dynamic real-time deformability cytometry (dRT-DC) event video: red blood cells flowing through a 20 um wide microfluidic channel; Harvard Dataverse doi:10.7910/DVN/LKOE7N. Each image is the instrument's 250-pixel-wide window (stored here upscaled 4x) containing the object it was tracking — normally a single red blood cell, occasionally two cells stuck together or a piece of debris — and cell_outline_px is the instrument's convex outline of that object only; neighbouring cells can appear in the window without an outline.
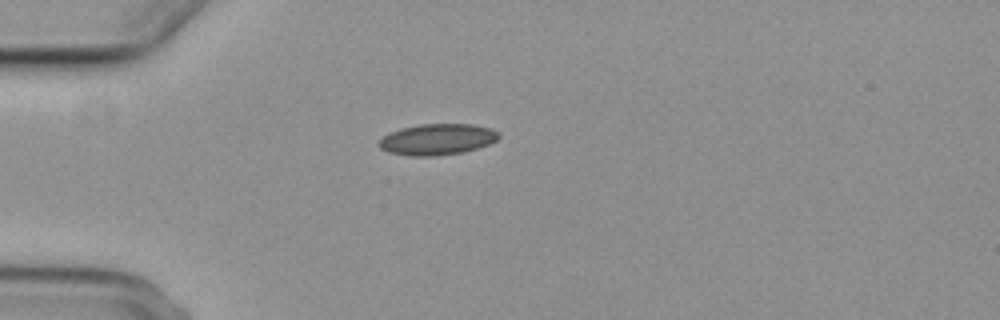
{"species": "common noctule bat (a hibernating species)", "species_latin": "Nyctalus noctula", "temperature_condition": "cold", "stored_images_in_passage": 3, "camera_frame_rate_fps": 3000, "um_per_image_px": 0.085, "animal": {"sex": "female", "body_mass_g": 29.2, "forearm_length_mm": 56.3}, "frame": {"image": 1, "passage_image": 1, "time_ms": 0.0, "image_size_px": [1000, 320], "cell_outline_px": [[500, 136], [496, 140], [488, 144], [464, 152], [432, 156], [412, 156], [388, 152], [380, 148], [380, 140], [388, 132], [400, 128], [420, 124], [472, 124], [492, 128], [500, 132]], "centroid_in_image_um": [37.18, 11.83], "position_along_channel_um": 47.8, "area_um2": 21.73}}
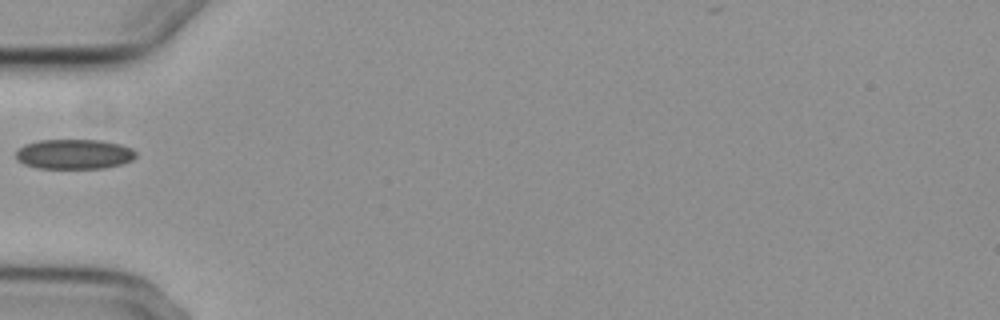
{"frame": {"image": 2, "passage_image": 2, "time_ms": 1.333, "image_size_px": [1000, 320], "cell_outline_px": [[136, 156], [132, 160], [120, 164], [104, 168], [36, 168], [24, 164], [16, 160], [16, 148], [24, 144], [36, 140], [100, 140], [120, 144], [132, 148], [136, 152]], "centroid_in_image_um": [6.26, 13.09], "position_along_channel_um": 78.7, "area_um2": 21.1}}
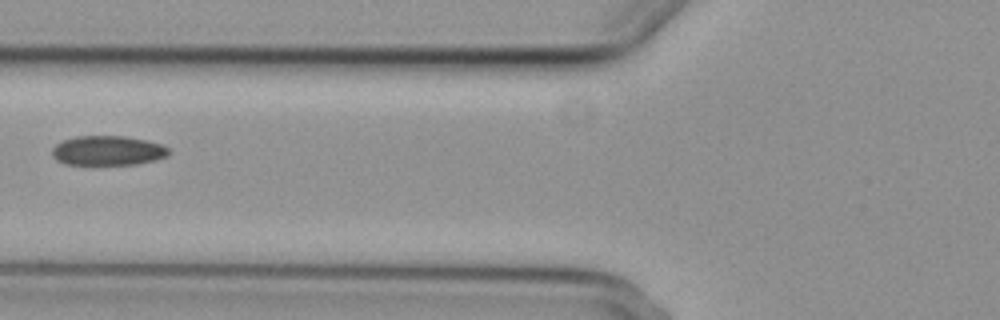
{"frame": {"image": 3, "passage_image": 3, "time_ms": 2.333, "image_size_px": [1000, 320], "cell_outline_px": [[168, 156], [156, 160], [136, 164], [64, 164], [56, 160], [52, 156], [52, 148], [56, 144], [64, 140], [76, 136], [124, 136], [144, 140], [160, 144], [168, 148]], "centroid_in_image_um": [9.13, 12.8], "position_along_channel_um": 116.7, "area_um2": 20.0}}